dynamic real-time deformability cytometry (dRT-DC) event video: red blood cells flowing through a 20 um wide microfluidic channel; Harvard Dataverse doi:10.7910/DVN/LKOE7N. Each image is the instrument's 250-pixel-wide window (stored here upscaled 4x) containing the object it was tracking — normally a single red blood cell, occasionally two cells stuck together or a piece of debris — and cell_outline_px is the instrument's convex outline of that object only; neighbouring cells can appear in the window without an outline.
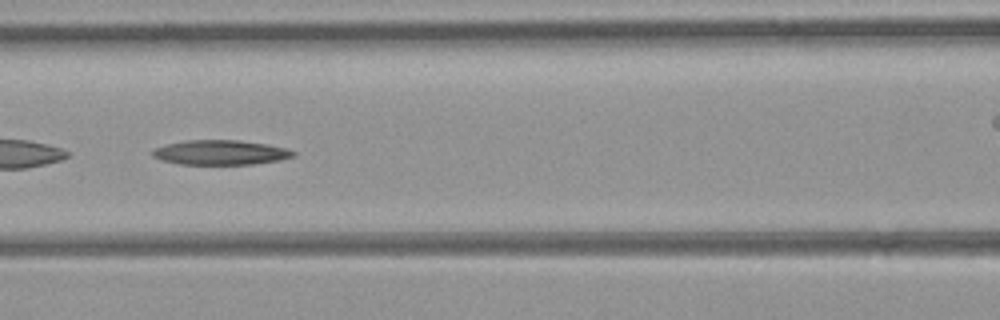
{"species": "common noctule bat (a hibernating species)", "species_latin": "Nyctalus noctula", "temperature_condition": "room temperature", "stored_images_in_passage": 38, "camera_frame_rate_fps": 3000, "um_per_image_px": 0.085, "animal": {"sex": "female", "body_mass_g": 21.9}, "frame": {"image": 1, "passage_image": 12, "time_ms": 3.667, "image_size_px": [1000, 320], "cell_outline_px": [[296, 156], [280, 160], [252, 164], [180, 164], [164, 160], [152, 156], [152, 152], [156, 148], [168, 144], [184, 140], [240, 140], [268, 144], [284, 148], [296, 152]], "centroid_in_image_um": [18.79, 12.95], "position_along_channel_um": 147.8, "area_um2": 20.11}}